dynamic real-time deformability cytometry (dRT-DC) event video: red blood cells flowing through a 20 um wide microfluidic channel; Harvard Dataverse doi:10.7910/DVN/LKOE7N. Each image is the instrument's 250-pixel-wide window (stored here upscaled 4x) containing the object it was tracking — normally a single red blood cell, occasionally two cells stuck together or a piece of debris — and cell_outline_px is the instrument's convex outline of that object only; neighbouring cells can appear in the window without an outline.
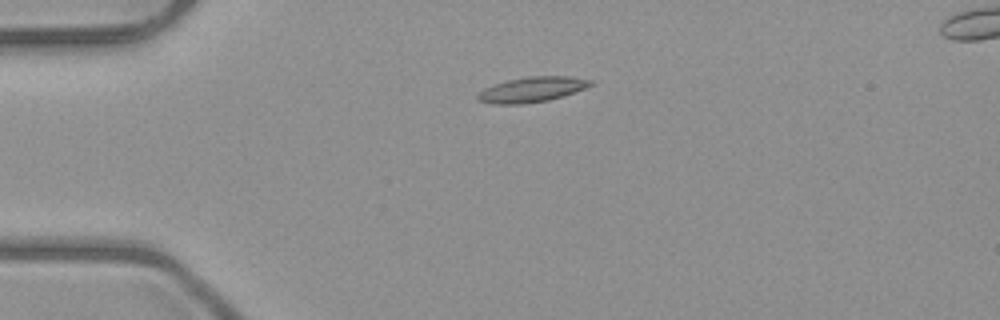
{"species": "common noctule bat (a hibernating species)", "species_latin": "Nyctalus noctula", "temperature_condition": "room temperature", "stored_images_in_passage": 6, "camera_frame_rate_fps": 3000, "um_per_image_px": 0.085, "animal": {"sex": "male", "body_mass_g": 23.1, "forearm_length_mm": 52.7}, "frame": {"image": 1, "passage_image": 4, "time_ms": 3.333, "image_size_px": [1000, 320], "cell_outline_px": [[592, 84], [584, 88], [548, 100], [520, 104], [492, 104], [476, 100], [476, 96], [484, 88], [508, 80], [528, 76], [568, 76], [592, 80]], "centroid_in_image_um": [45.16, 7.61], "position_along_channel_um": 39.8, "area_um2": 16.24}}